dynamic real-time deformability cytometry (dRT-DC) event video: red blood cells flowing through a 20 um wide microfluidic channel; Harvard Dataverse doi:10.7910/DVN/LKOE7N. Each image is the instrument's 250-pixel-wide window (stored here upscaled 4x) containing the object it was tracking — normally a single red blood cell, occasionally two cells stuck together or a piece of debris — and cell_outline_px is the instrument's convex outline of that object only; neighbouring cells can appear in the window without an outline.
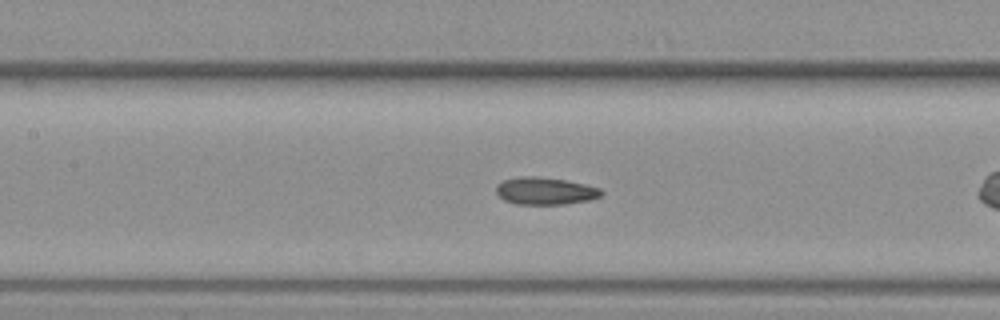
{"species": "common noctule bat (a hibernating species)", "species_latin": "Nyctalus noctula", "temperature_condition": "warm", "stored_images_in_passage": 39, "segment_of_instrument_passage": [2, 2], "camera_frame_rate_fps": 3000, "um_per_image_px": 0.085, "animal": {"sex": "female", "body_mass_g": 19.3, "forearm_length_mm": 54.1}, "frame": {"image": 1, "passage_image": 11, "time_ms": 3.333, "image_size_px": [1000, 320], "cell_outline_px": [[604, 192], [600, 196], [588, 200], [564, 204], [516, 204], [504, 200], [496, 192], [496, 184], [504, 180], [520, 176], [536, 176], [564, 180], [584, 184], [600, 188]], "centroid_in_image_um": [46.32, 16.23], "position_along_channel_um": 161.1, "area_um2": 16.65}}
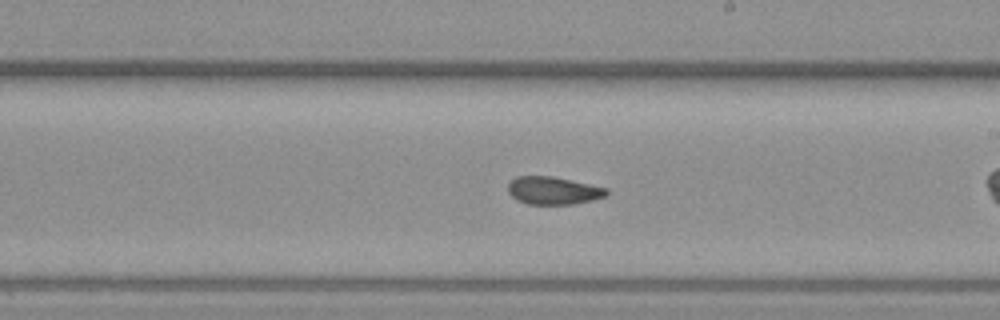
{"frame": {"image": 2, "passage_image": 17, "time_ms": 5.333, "image_size_px": [1000, 320], "cell_outline_px": [[608, 196], [592, 200], [572, 204], [528, 204], [516, 200], [508, 192], [508, 184], [516, 176], [552, 176], [608, 188]], "centroid_in_image_um": [47.03, 16.2], "position_along_channel_um": 242.0, "area_um2": 15.95}}
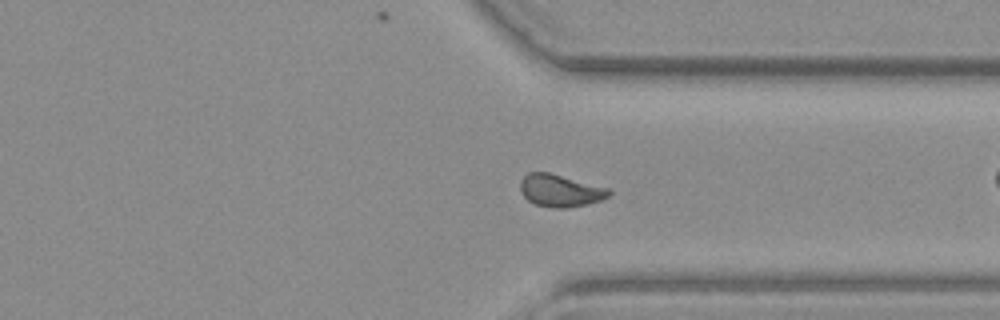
{"frame": {"image": 3, "passage_image": 26, "time_ms": 8.333, "image_size_px": [1000, 320], "cell_outline_px": [[612, 192], [608, 196], [600, 200], [584, 204], [564, 208], [552, 208], [532, 204], [520, 192], [520, 180], [528, 172], [548, 172], [608, 188]], "centroid_in_image_um": [47.56, 16.2], "position_along_channel_um": 363.8, "area_um2": 16.59}}